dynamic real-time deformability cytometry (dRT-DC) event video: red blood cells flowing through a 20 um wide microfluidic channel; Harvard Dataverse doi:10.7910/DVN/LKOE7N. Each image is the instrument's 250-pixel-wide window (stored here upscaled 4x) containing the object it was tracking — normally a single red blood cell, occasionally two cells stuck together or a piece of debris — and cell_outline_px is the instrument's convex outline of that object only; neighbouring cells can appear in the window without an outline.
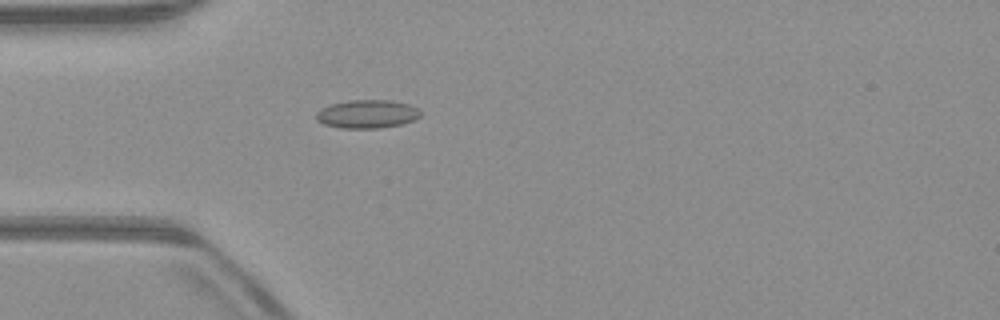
{"species": "common noctule bat (a hibernating species)", "species_latin": "Nyctalus noctula", "temperature_condition": "warm", "stored_images_in_passage": 51, "camera_frame_rate_fps": 3000, "um_per_image_px": 0.085, "animal": {"sex": "male", "body_mass_g": 23.1, "forearm_length_mm": 52.7}, "frame": {"image": 1, "passage_image": 14, "time_ms": 4.333, "image_size_px": [1000, 320], "cell_outline_px": [[420, 116], [416, 120], [400, 124], [380, 128], [340, 128], [324, 124], [316, 120], [316, 112], [320, 108], [332, 104], [348, 100], [392, 100], [408, 104], [416, 108], [420, 112]], "centroid_in_image_um": [31.19, 9.69], "position_along_channel_um": 53.8, "area_um2": 17.28}}
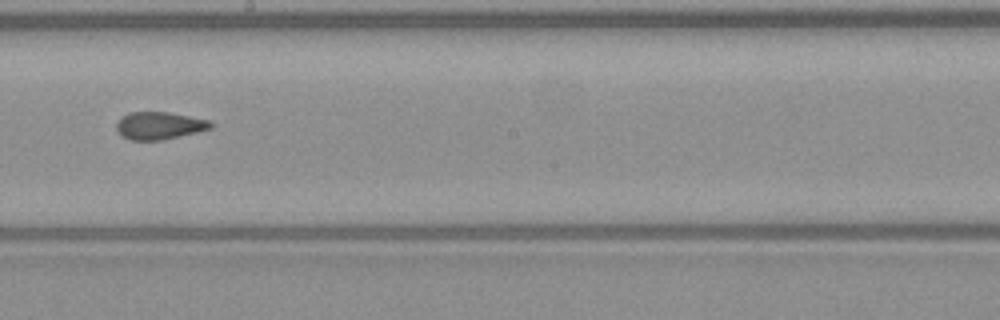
{"frame": {"image": 2, "passage_image": 28, "time_ms": 9.0, "image_size_px": [1000, 320], "cell_outline_px": [[212, 128], [164, 140], [132, 140], [124, 136], [116, 128], [116, 124], [128, 112], [168, 112], [208, 120], [212, 124]], "centroid_in_image_um": [13.55, 10.68], "position_along_channel_um": 234.6, "area_um2": 14.8}}
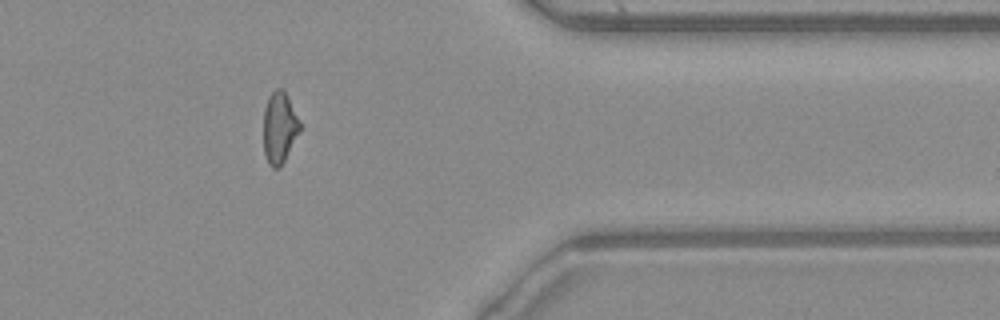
{"frame": {"image": 3, "passage_image": 41, "time_ms": 13.333, "image_size_px": [1000, 320], "cell_outline_px": [[300, 132], [280, 168], [272, 168], [268, 164], [264, 152], [264, 108], [268, 96], [276, 88], [284, 88], [300, 120]], "centroid_in_image_um": [23.76, 10.83], "position_along_channel_um": 387.6, "area_um2": 15.37}, "authors_computed_cell_mechanics": {"area_um2": 16.0106, "velocity_mm_per_s": 3.991, "shape_relaxation_time_tau1_ms": null, "shape_relaxation_time_tau2_ms": 1.4746, "deformation_change_tau1": null, "deformation_change_tau2": 0.0875}}